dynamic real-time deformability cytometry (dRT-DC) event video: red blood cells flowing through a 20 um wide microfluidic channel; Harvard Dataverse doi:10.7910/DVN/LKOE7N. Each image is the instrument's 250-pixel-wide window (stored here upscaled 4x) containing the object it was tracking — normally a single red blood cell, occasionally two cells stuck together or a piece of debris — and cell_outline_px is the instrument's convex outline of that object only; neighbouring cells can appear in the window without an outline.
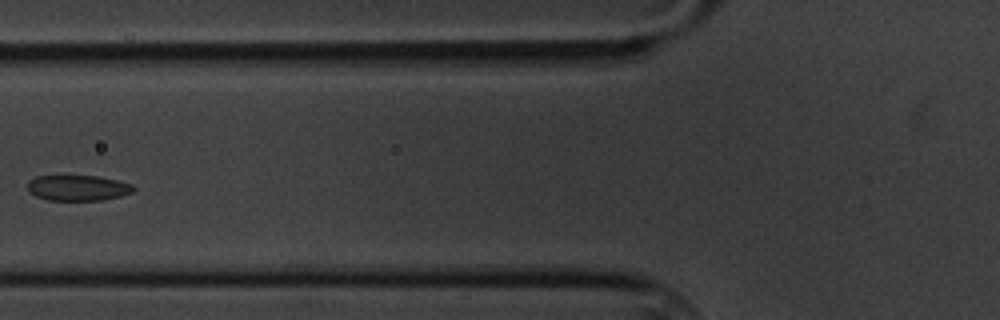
{"species": "common noctule bat (a hibernating species)", "species_latin": "Nyctalus noctula", "temperature_condition": "cold", "stored_images_in_passage": 10, "camera_frame_rate_fps": 3000, "um_per_image_px": 0.085, "animal": {"sex": "male", "body_mass_g": 20.1, "forearm_length_mm": 53.5}, "frame": {"image": 1, "passage_image": 5, "time_ms": 4.667, "image_size_px": [1000, 320], "cell_outline_px": [[136, 188], [132, 192], [120, 196], [100, 200], [48, 200], [36, 196], [28, 192], [28, 180], [36, 176], [100, 176], [132, 184]], "centroid_in_image_um": [6.6, 15.97], "position_along_channel_um": 119.2, "area_um2": 15.78}}
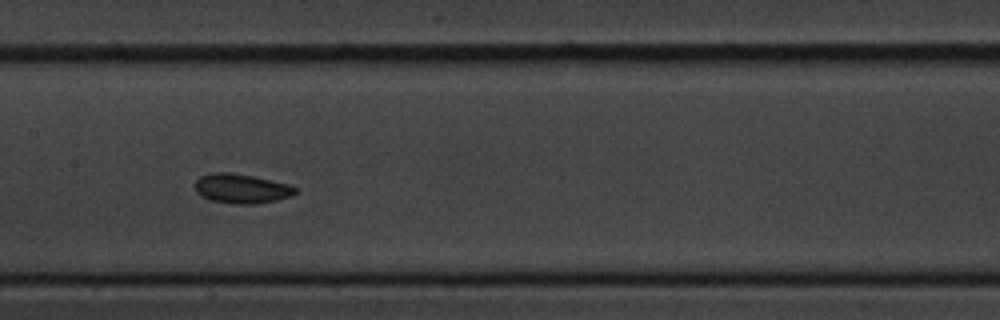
{"frame": {"image": 2, "passage_image": 7, "time_ms": 6.667, "image_size_px": [1000, 320], "cell_outline_px": [[296, 192], [292, 196], [276, 200], [256, 204], [232, 204], [212, 200], [200, 196], [196, 192], [196, 180], [200, 176], [212, 172], [228, 172], [252, 176], [288, 184], [296, 188]], "centroid_in_image_um": [20.5, 16.03], "position_along_channel_um": 186.9, "area_um2": 17.17}}
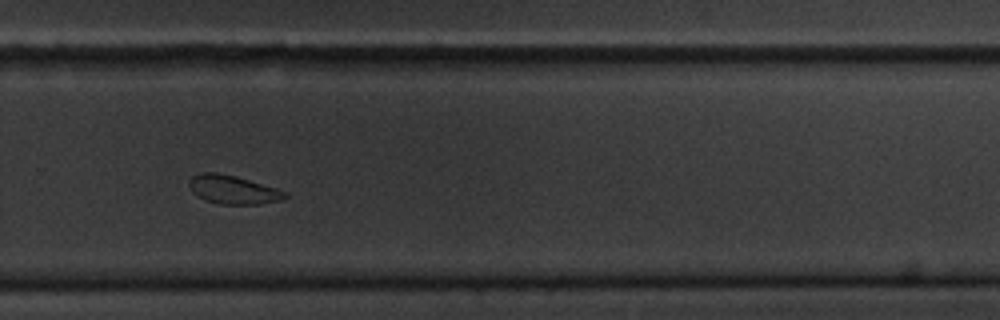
{"frame": {"image": 3, "passage_image": 10, "time_ms": 10.333, "image_size_px": [1000, 320], "cell_outline_px": [[288, 196], [280, 200], [260, 204], [220, 204], [204, 200], [196, 196], [192, 192], [188, 184], [188, 180], [192, 176], [200, 172], [216, 172], [236, 176], [276, 188], [288, 192]], "centroid_in_image_um": [19.77, 16.12], "position_along_channel_um": 310.0, "area_um2": 16.13}}